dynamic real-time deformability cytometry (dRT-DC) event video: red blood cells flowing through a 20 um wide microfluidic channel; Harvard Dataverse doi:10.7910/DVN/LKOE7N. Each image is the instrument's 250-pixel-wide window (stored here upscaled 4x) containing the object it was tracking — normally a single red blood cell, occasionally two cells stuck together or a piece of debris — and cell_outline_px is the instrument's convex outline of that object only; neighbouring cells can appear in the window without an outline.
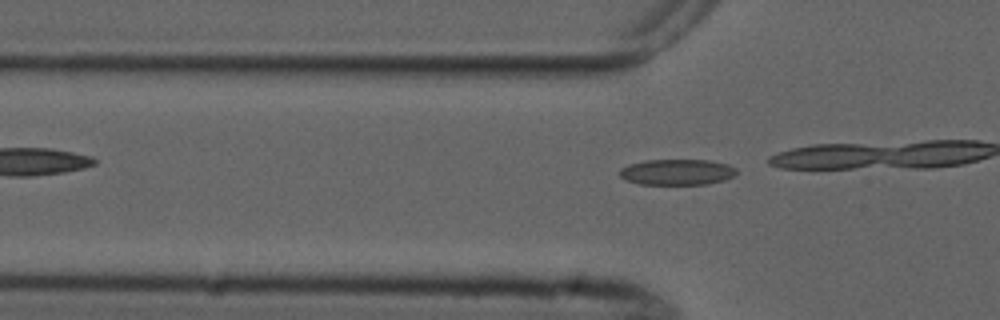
{"species": "common noctule bat (a hibernating species)", "species_latin": "Nyctalus noctula", "temperature_condition": "cold", "stored_images_in_passage": 6, "camera_frame_rate_fps": 3000, "um_per_image_px": 0.085, "animal": {"sex": "male", "forearm_length_mm": 52.5}, "frame": {"image": 1, "passage_image": 6, "time_ms": 6.0, "image_size_px": [1000, 320], "cell_outline_px": [[736, 172], [732, 176], [724, 180], [708, 184], [640, 184], [628, 180], [620, 176], [620, 168], [628, 164], [648, 160], [708, 160], [728, 164], [736, 168]], "centroid_in_image_um": [57.55, 14.62], "position_along_channel_um": 68.2, "area_um2": 17.46}}